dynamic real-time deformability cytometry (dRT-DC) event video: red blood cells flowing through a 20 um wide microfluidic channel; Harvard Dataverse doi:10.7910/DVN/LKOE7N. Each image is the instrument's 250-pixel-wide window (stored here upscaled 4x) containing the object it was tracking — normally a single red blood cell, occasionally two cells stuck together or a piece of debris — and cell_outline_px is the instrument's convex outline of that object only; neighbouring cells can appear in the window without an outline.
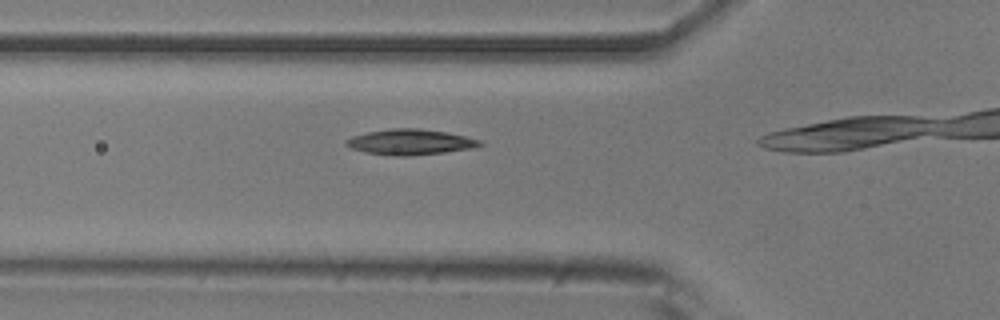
{"species": "common noctule bat (a hibernating species)", "species_latin": "Nyctalus noctula", "temperature_condition": "room temperature", "stored_images_in_passage": 15, "camera_frame_rate_fps": 3000, "um_per_image_px": 0.085, "animal": {"sex": "male", "body_mass_g": 20.5, "forearm_length_mm": 52.5}, "frame": {"image": 1, "passage_image": 11, "time_ms": 3.333, "image_size_px": [1000, 320], "cell_outline_px": [[484, 144], [472, 148], [444, 152], [408, 156], [392, 156], [364, 152], [352, 148], [344, 144], [344, 140], [352, 136], [368, 132], [392, 128], [420, 128], [448, 132], [480, 140]], "centroid_in_image_um": [34.84, 12.07], "position_along_channel_um": 91.0, "area_um2": 19.94}}